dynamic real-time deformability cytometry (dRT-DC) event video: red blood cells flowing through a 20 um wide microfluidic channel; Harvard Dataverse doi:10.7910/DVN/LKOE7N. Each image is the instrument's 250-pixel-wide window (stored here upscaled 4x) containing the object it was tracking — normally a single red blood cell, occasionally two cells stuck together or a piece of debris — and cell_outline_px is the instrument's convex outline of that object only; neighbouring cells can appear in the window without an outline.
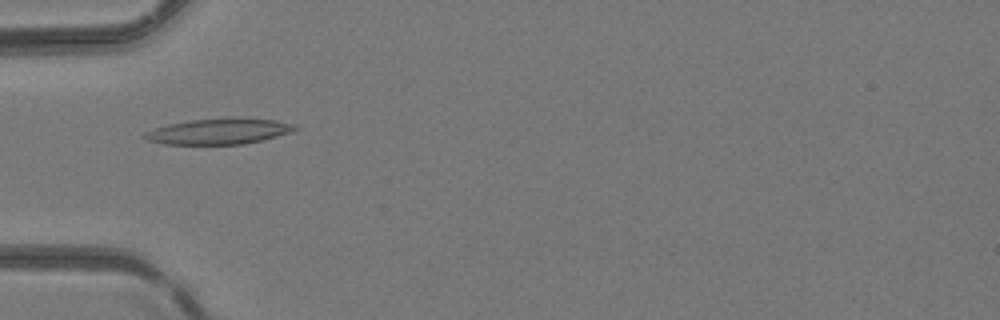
{"species": "common noctule bat (a hibernating species)", "species_latin": "Nyctalus noctula", "temperature_condition": "room temperature", "stored_images_in_passage": 4, "camera_frame_rate_fps": 3000, "um_per_image_px": 0.085, "animal": {"sex": "female", "body_mass_g": 24.6, "forearm_length_mm": 56.2}, "frame": {"image": 1, "passage_image": 3, "time_ms": 4.667, "image_size_px": [1000, 320], "cell_outline_px": [[300, 128], [292, 132], [244, 144], [164, 144], [144, 140], [140, 136], [144, 132], [168, 124], [192, 120], [232, 116], [236, 116], [272, 120], [296, 124]], "centroid_in_image_um": [18.6, 11.15], "position_along_channel_um": 66.4, "area_um2": 22.95}}
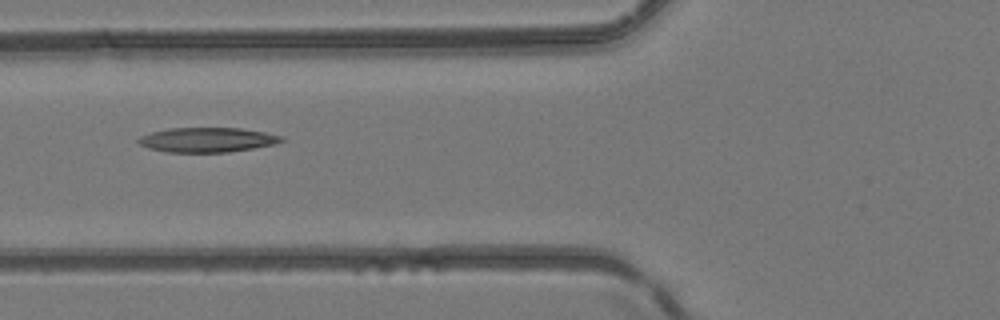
{"frame": {"image": 2, "passage_image": 4, "time_ms": 5.667, "image_size_px": [1000, 320], "cell_outline_px": [[284, 140], [276, 144], [228, 152], [168, 152], [148, 148], [140, 144], [136, 140], [140, 136], [152, 132], [168, 128], [240, 128], [264, 132], [284, 136]], "centroid_in_image_um": [17.62, 11.88], "position_along_channel_um": 108.2, "area_um2": 20.52}}